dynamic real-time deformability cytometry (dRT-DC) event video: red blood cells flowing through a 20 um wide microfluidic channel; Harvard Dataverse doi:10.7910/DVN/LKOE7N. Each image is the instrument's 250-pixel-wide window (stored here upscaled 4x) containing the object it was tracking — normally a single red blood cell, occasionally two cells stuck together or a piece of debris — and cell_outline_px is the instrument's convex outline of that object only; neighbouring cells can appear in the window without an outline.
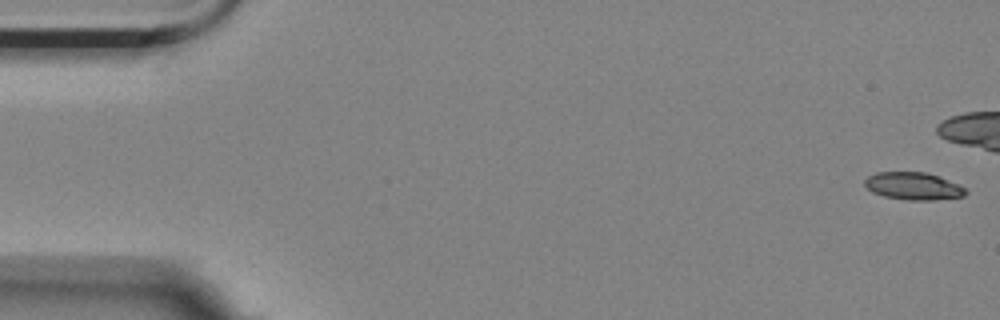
{"species": "Egyptian fruit bat (a non-hibernating species)", "species_latin": "Rousettus aegyptiacus", "temperature_condition": "room temperature", "stored_images_in_passage": 13, "camera_frame_rate_fps": 3000, "um_per_image_px": 0.085, "animal": {"sex": "female"}, "frame": {"image": 1, "passage_image": 1, "time_ms": 0.0, "image_size_px": [1000, 320], "cell_outline_px": [[968, 192], [964, 196], [932, 200], [908, 200], [884, 196], [872, 192], [864, 184], [864, 180], [868, 176], [876, 172], [924, 172], [936, 176], [956, 184], [964, 188]], "centroid_in_image_um": [77.59, 15.82], "position_along_channel_um": 7.4, "area_um2": 15.9}}